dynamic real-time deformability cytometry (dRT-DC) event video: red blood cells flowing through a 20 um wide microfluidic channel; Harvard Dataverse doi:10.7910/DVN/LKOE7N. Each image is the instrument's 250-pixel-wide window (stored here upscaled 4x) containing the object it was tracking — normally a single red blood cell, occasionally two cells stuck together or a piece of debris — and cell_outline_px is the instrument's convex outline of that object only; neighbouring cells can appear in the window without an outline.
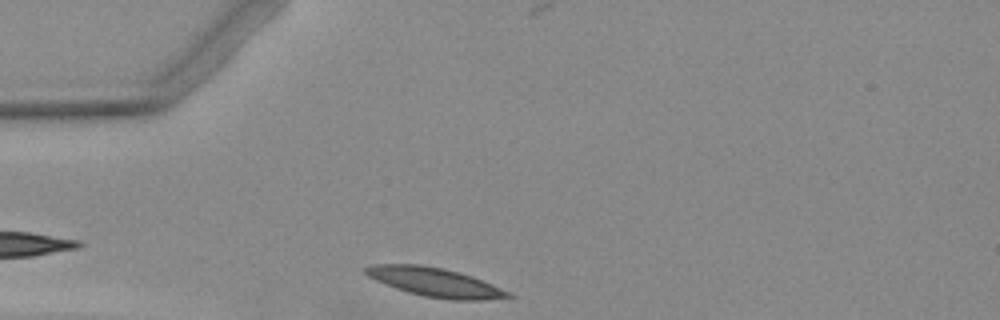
{"species": "Egyptian fruit bat (a non-hibernating species)", "species_latin": "Rousettus aegyptiacus", "temperature_condition": "warm", "stored_images_in_passage": 3, "camera_frame_rate_fps": 3000, "um_per_image_px": 0.085, "animal": {"sex": "female"}, "frame": {"image": 1, "passage_image": 1, "time_ms": 0.0, "image_size_px": [1000, 320], "cell_outline_px": [[516, 296], [484, 300], [452, 300], [424, 296], [408, 292], [396, 288], [376, 280], [368, 276], [364, 272], [364, 268], [376, 264], [420, 264], [444, 268], [460, 272], [472, 276], [512, 292]], "centroid_in_image_um": [37.03, 23.99], "position_along_channel_um": 48.0, "area_um2": 24.04}}